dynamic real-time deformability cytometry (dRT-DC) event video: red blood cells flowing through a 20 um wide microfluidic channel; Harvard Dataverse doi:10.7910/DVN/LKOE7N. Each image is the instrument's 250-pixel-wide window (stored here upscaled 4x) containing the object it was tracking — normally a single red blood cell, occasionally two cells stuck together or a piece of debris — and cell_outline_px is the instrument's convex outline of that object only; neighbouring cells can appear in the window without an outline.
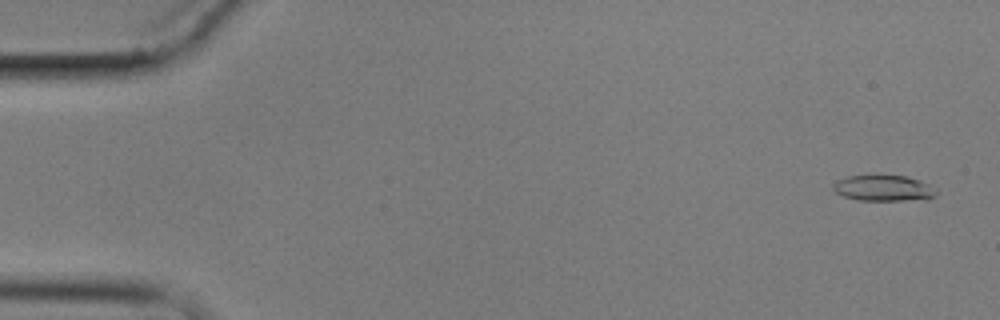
{"species": "common noctule bat (a hibernating species)", "species_latin": "Nyctalus noctula", "temperature_condition": "cold", "stored_images_in_passage": 5, "camera_frame_rate_fps": 3000, "um_per_image_px": 0.085, "animal": {"sex": "male", "body_mass_g": 17.9}, "frame": {"image": 1, "passage_image": 1, "time_ms": 0.0, "image_size_px": [1000, 320], "cell_outline_px": [[940, 192], [936, 196], [928, 200], [860, 200], [844, 196], [836, 192], [832, 188], [832, 184], [836, 180], [848, 176], [908, 176], [920, 180], [936, 188]], "centroid_in_image_um": [75.18, 16.0], "position_along_channel_um": 9.8, "area_um2": 15.72}}
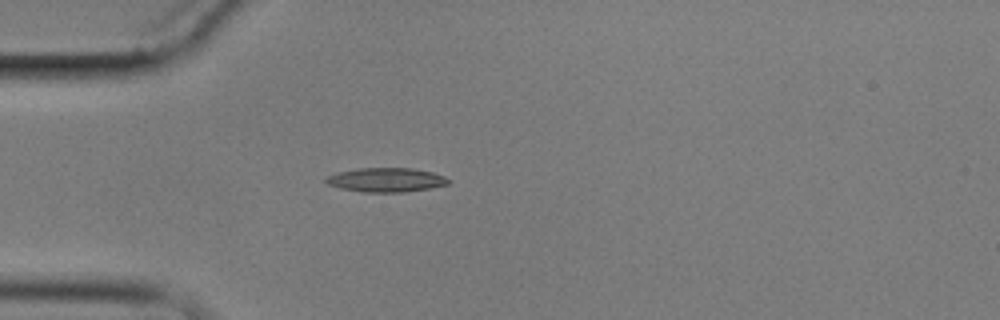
{"frame": {"image": 2, "passage_image": 5, "time_ms": 4.667, "image_size_px": [1000, 320], "cell_outline_px": [[452, 180], [448, 184], [432, 188], [404, 192], [364, 192], [340, 188], [328, 184], [324, 180], [328, 176], [336, 172], [356, 168], [412, 168], [432, 172], [444, 176]], "centroid_in_image_um": [32.83, 15.29], "position_along_channel_um": 52.2, "area_um2": 17.34}}